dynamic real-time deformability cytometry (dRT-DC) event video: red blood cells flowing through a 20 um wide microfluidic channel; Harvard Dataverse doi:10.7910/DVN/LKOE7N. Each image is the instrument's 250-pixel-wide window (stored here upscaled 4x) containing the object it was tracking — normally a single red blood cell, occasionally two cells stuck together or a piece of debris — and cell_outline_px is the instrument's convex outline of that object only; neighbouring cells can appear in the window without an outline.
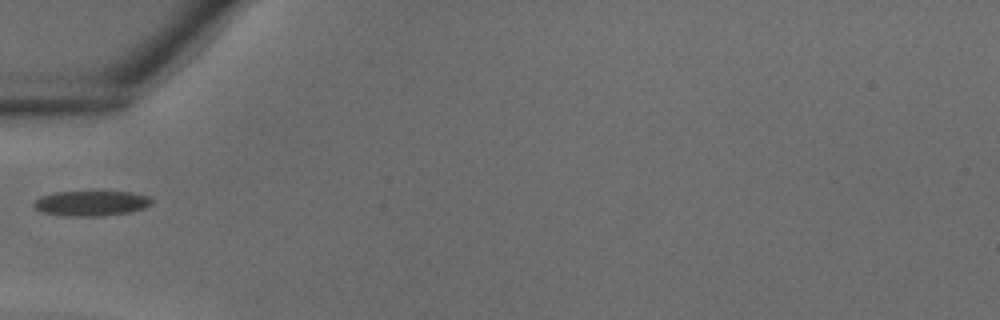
{"species": "common noctule bat (a hibernating species)", "species_latin": "Nyctalus noctula", "temperature_condition": "warm", "stored_images_in_passage": 19, "camera_frame_rate_fps": 3000, "um_per_image_px": 0.085, "animal": {"sex": "male", "body_mass_g": 18.8}, "frame": {"image": 1, "passage_image": 1, "time_ms": 0.0, "image_size_px": [1000, 320], "cell_outline_px": [[152, 204], [144, 208], [128, 212], [104, 216], [72, 216], [40, 212], [32, 204], [40, 196], [56, 192], [132, 192], [148, 196], [152, 200]], "centroid_in_image_um": [7.76, 17.28], "position_along_channel_um": 77.2, "area_um2": 17.17}}
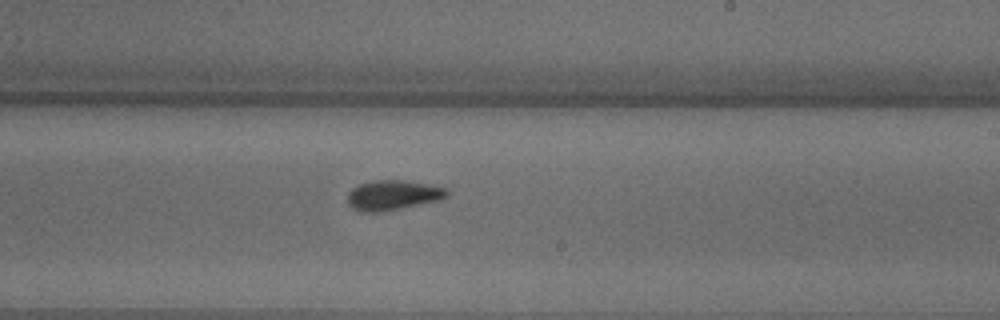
{"frame": {"image": 2, "passage_image": 11, "time_ms": 3.333, "image_size_px": [1000, 320], "cell_outline_px": [[448, 196], [440, 200], [400, 208], [376, 212], [360, 212], [352, 208], [348, 204], [348, 192], [352, 188], [360, 184], [372, 180], [404, 180], [432, 184], [448, 188]], "centroid_in_image_um": [33.41, 16.57], "position_along_channel_um": 255.6, "area_um2": 17.46}}
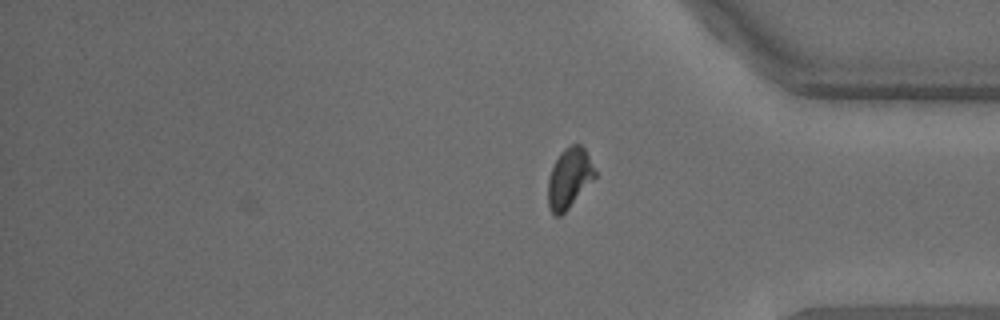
{"frame": {"image": 3, "passage_image": 19, "time_ms": 6.0, "image_size_px": [1000, 320], "cell_outline_px": [[596, 176], [568, 208], [560, 216], [556, 216], [552, 212], [548, 204], [548, 180], [552, 168], [560, 152], [564, 148], [572, 144], [580, 144], [584, 148], [596, 172]], "centroid_in_image_um": [48.37, 15.12], "position_along_channel_um": 386.8, "area_um2": 16.07}}